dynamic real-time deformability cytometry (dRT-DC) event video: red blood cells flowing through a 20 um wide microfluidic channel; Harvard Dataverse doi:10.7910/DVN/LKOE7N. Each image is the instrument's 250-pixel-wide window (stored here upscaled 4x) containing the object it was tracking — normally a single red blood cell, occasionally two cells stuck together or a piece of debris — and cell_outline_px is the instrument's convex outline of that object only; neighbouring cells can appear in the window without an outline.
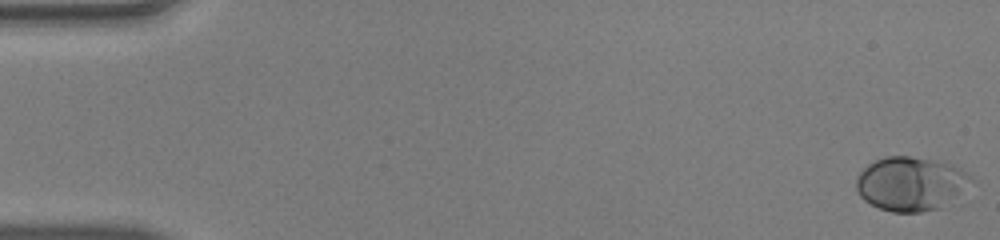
{"species": "human", "species_latin": "Homo sapiens", "temperature_condition": "warm", "stored_images_in_passage": 51, "camera_frame_rate_fps": 3000, "um_per_image_px": 0.085, "donor": {"sex": "male"}, "frame": {"image": 1, "passage_image": 1, "time_ms": 0.0, "image_size_px": [1000, 240], "cell_outline_px": [[972, 180], [960, 192], [940, 208], [920, 212], [892, 212], [880, 208], [864, 200], [860, 196], [856, 188], [856, 180], [860, 172], [868, 164], [884, 156], [908, 156], [944, 160], [960, 168], [972, 176]], "centroid_in_image_um": [77.4, 15.59], "position_along_channel_um": 7.6, "area_um2": 36.01}}
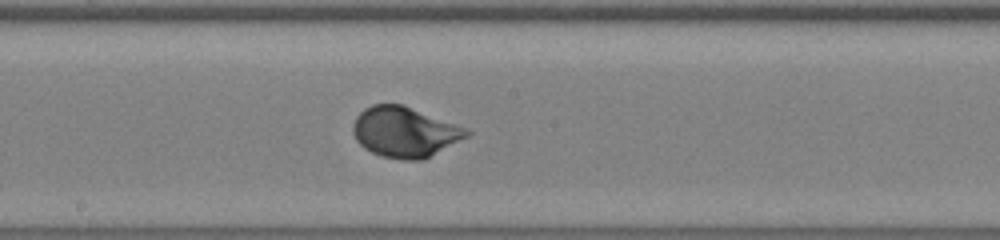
{"frame": {"image": 2, "passage_image": 28, "time_ms": 9.0, "image_size_px": [1000, 240], "cell_outline_px": [[472, 132], [468, 136], [424, 160], [404, 160], [380, 156], [364, 148], [356, 140], [352, 132], [352, 124], [356, 116], [364, 108], [372, 104], [404, 104], [468, 128]], "centroid_in_image_um": [34.4, 11.21], "position_along_channel_um": 213.8, "area_um2": 33.76}}
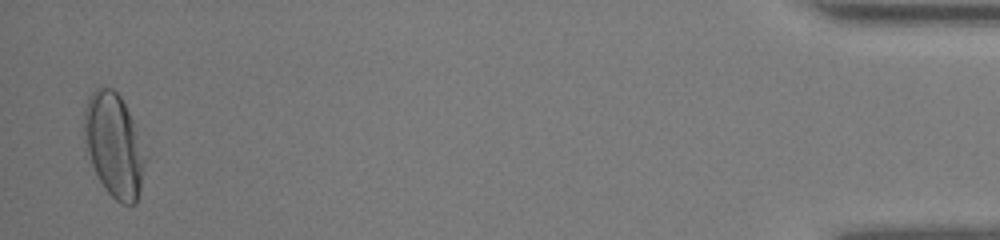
{"frame": {"image": 3, "passage_image": 50, "time_ms": 16.333, "image_size_px": [1000, 240], "cell_outline_px": [[148, 156], [140, 192], [136, 204], [120, 204], [104, 188], [84, 148], [84, 108], [88, 96], [96, 88], [104, 84], [112, 88], [120, 96], [132, 120]], "centroid_in_image_um": [9.7, 12.34], "position_along_channel_um": 425.5, "area_um2": 37.45}, "authors_computed_cell_mechanics": {"area_um2": 32.2524, "velocity_mm_per_s": 4.069, "shape_relaxation_time_tau1_ms": 2.935, "shape_relaxation_time_tau2_ms": null, "deformation_change_tau1": 0.167, "deformation_change_tau2": null}}